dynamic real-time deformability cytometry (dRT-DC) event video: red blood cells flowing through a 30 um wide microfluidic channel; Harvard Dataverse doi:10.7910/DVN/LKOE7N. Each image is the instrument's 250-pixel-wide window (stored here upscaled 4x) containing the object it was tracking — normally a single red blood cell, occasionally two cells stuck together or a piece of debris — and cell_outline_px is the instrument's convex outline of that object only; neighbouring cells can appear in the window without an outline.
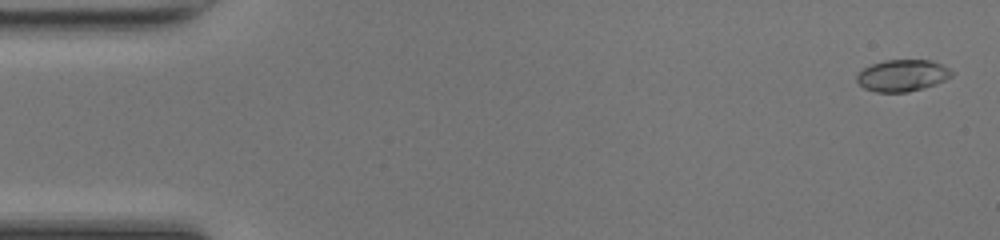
{"species": "common noctule bat (a hibernating species)", "species_latin": "Nyctalus noctula", "temperature_condition": "room temperature", "stored_images_in_passage": 49, "camera_frame_rate_fps": 3000, "um_per_image_px": 0.085, "animal": {"sex": "female", "body_mass_g": 17.0, "forearm_length_mm": 48.0}, "frame": {"image": 1, "passage_image": 2, "time_ms": 0.333, "image_size_px": [1000, 240], "cell_outline_px": [[956, 72], [952, 76], [936, 84], [924, 88], [908, 92], [876, 92], [864, 88], [856, 80], [856, 76], [864, 68], [872, 64], [884, 60], [932, 60]], "centroid_in_image_um": [76.72, 6.42], "position_along_channel_um": 8.3, "area_um2": 17.57}}
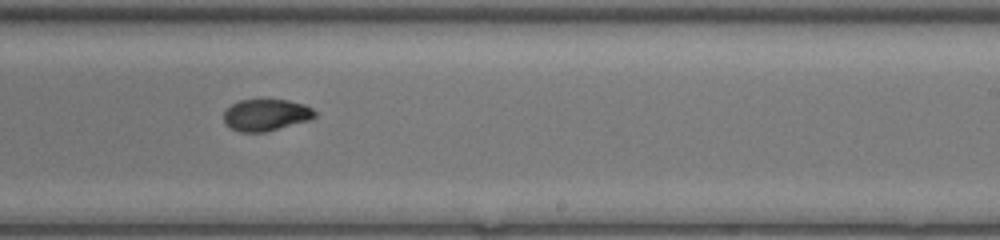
{"frame": {"image": 2, "passage_image": 30, "time_ms": 9.667, "image_size_px": [1000, 240], "cell_outline_px": [[316, 116], [308, 120], [264, 132], [240, 132], [224, 124], [224, 112], [232, 104], [240, 100], [288, 100], [304, 104], [312, 108], [316, 112]], "centroid_in_image_um": [22.6, 9.77], "position_along_channel_um": 266.4, "area_um2": 16.65}}
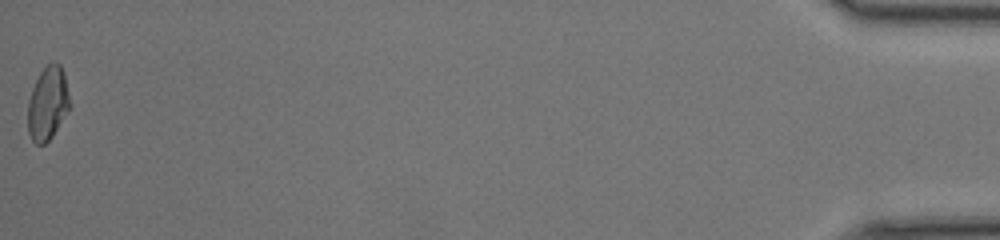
{"frame": {"image": 3, "passage_image": 49, "time_ms": 16.0, "image_size_px": [1000, 240], "cell_outline_px": [[72, 104], [68, 112], [52, 136], [44, 144], [36, 144], [32, 140], [28, 132], [28, 100], [32, 88], [40, 72], [48, 64], [60, 64], [64, 72]], "centroid_in_image_um": [4.08, 8.8], "position_along_channel_um": 431.1, "area_um2": 18.03}, "authors_computed_cell_mechanics": {"area_um2": 17.5712, "velocity_mm_per_s": 4.2962, "shape_relaxation_time_tau1_ms": 5.1089, "shape_relaxation_time_tau2_ms": 1.4646, "deformation_change_tau1": 0.1779, "deformation_change_tau2": 0.0446}}